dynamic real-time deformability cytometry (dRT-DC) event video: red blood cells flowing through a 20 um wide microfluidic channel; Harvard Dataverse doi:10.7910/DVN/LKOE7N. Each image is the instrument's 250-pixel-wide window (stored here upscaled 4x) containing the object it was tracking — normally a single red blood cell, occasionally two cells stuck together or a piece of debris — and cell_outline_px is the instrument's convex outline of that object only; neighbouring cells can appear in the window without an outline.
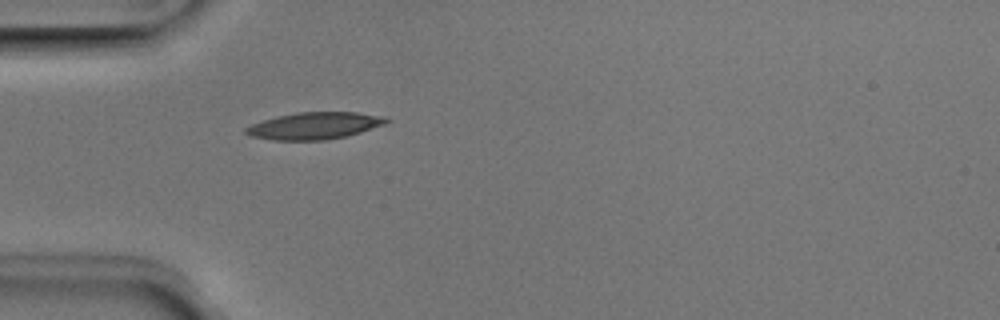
{"species": "Egyptian fruit bat (a non-hibernating species)", "species_latin": "Rousettus aegyptiacus", "temperature_condition": "room temperature", "stored_images_in_passage": 37, "camera_frame_rate_fps": 3000, "um_per_image_px": 0.085, "animal": {"sex": "male"}, "frame": {"image": 1, "passage_image": 1, "time_ms": 0.0, "image_size_px": [1000, 320], "cell_outline_px": [[392, 120], [384, 124], [360, 132], [344, 136], [324, 140], [272, 140], [252, 136], [244, 132], [244, 128], [252, 124], [276, 116], [296, 112], [356, 112], [384, 116]], "centroid_in_image_um": [26.72, 10.68], "position_along_channel_um": 58.3, "area_um2": 21.96}}
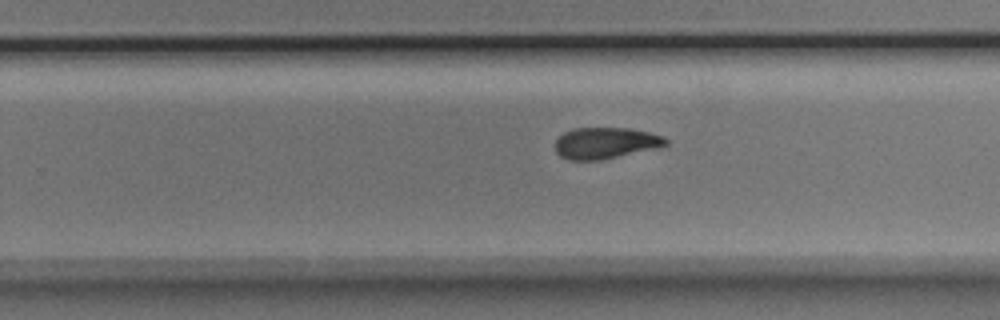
{"frame": {"image": 2, "passage_image": 18, "time_ms": 5.667, "image_size_px": [1000, 320], "cell_outline_px": [[668, 144], [660, 148], [600, 160], [568, 160], [560, 156], [556, 152], [556, 140], [564, 132], [572, 128], [628, 128], [648, 132], [664, 136], [668, 140]], "centroid_in_image_um": [51.5, 12.16], "position_along_channel_um": 278.3, "area_um2": 20.35}}
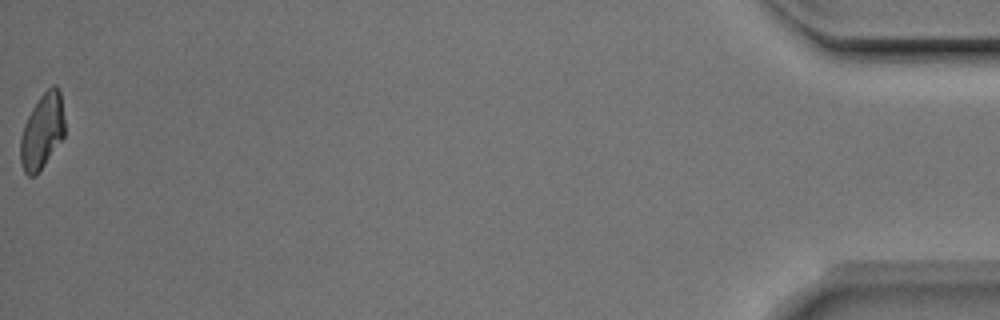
{"frame": {"image": 3, "passage_image": 37, "time_ms": 12.0, "image_size_px": [1000, 320], "cell_outline_px": [[64, 136], [36, 176], [28, 176], [24, 172], [20, 160], [20, 136], [24, 124], [32, 108], [40, 96], [52, 84], [56, 84], [60, 92], [64, 120]], "centroid_in_image_um": [3.57, 11.16], "position_along_channel_um": 431.6, "area_um2": 19.36}, "authors_computed_cell_mechanics": {"area_um2": 20.7502, "velocity_mm_per_s": 3.9657, "shape_relaxation_time_tau1_ms": 4.4052, "shape_relaxation_time_tau2_ms": 3.8837, "deformation_change_tau1": 0.1543, "deformation_change_tau2": 0.1141}}